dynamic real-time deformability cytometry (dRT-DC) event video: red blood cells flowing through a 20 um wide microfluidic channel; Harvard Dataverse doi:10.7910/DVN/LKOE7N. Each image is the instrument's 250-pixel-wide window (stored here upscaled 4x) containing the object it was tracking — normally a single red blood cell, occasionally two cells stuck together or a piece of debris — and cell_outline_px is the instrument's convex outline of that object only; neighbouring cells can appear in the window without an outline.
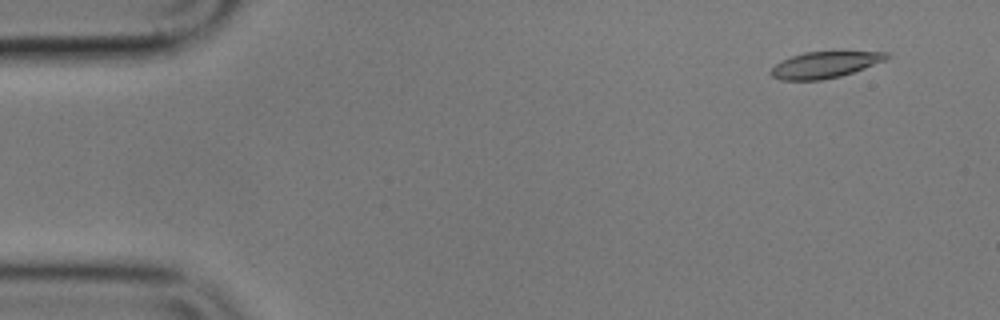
{"species": "common noctule bat (a hibernating species)", "species_latin": "Nyctalus noctula", "temperature_condition": "cold", "stored_images_in_passage": 56, "camera_frame_rate_fps": 3000, "um_per_image_px": 0.085, "animal": {"sex": "male", "body_mass_g": 17.9}, "frame": {"image": 1, "passage_image": 4, "time_ms": 1.0, "image_size_px": [1000, 320], "cell_outline_px": [[892, 56], [884, 60], [864, 68], [840, 76], [820, 80], [780, 80], [772, 76], [768, 72], [776, 64], [792, 56], [804, 52], [888, 52]], "centroid_in_image_um": [70.09, 5.51], "position_along_channel_um": 14.9, "area_um2": 17.46}}
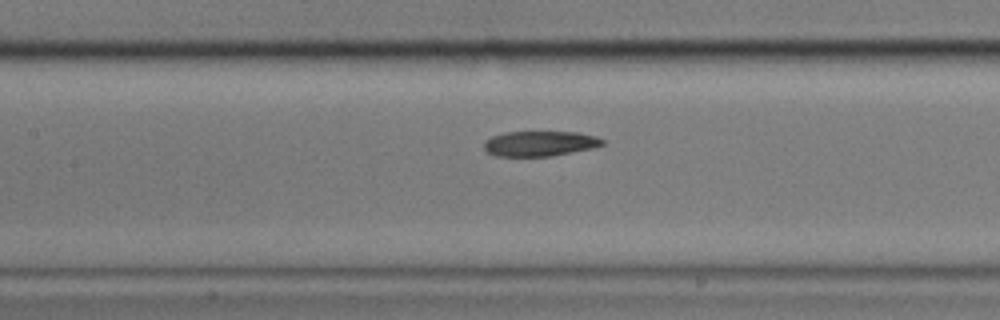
{"frame": {"image": 2, "passage_image": 25, "time_ms": 8.0, "image_size_px": [1000, 320], "cell_outline_px": [[604, 144], [592, 148], [552, 156], [496, 156], [488, 152], [484, 148], [484, 140], [492, 136], [508, 132], [576, 132], [596, 136], [604, 140]], "centroid_in_image_um": [45.88, 12.2], "position_along_channel_um": 161.5, "area_um2": 17.28}}
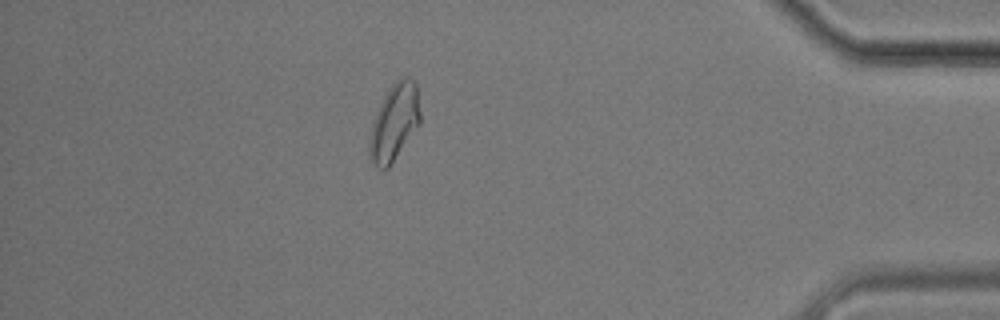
{"frame": {"image": 3, "passage_image": 49, "time_ms": 16.0, "image_size_px": [1000, 320], "cell_outline_px": [[420, 124], [388, 168], [380, 168], [372, 160], [368, 152], [368, 136], [372, 120], [388, 88], [400, 76], [408, 76], [416, 84], [420, 112]], "centroid_in_image_um": [33.5, 10.36], "position_along_channel_um": 401.7, "area_um2": 22.77}, "authors_computed_cell_mechanics": {"area_um2": 18.3804, "velocity_mm_per_s": 3.5276, "shape_relaxation_time_tau1_ms": null, "shape_relaxation_time_tau2_ms": 5.0862, "deformation_change_tau1": null, "deformation_change_tau2": 0.1188}}